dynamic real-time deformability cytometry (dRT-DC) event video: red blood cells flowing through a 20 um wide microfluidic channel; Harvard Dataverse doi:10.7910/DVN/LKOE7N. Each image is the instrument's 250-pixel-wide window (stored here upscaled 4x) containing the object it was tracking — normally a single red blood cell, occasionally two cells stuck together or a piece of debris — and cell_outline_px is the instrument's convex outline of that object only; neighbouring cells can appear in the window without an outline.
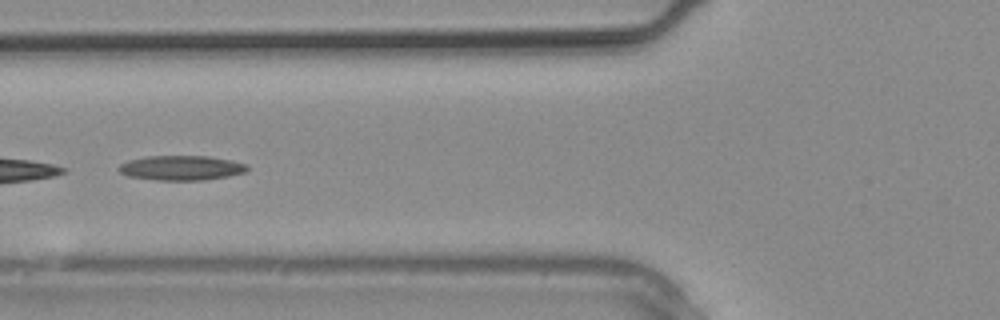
{"species": "common noctule bat (a hibernating species)", "species_latin": "Nyctalus noctula", "temperature_condition": "warm", "stored_images_in_passage": 11, "camera_frame_rate_fps": 3000, "um_per_image_px": 0.085, "animal": {"sex": "male", "body_mass_g": 20.4}, "frame": {"image": 1, "passage_image": 8, "time_ms": 2.333, "image_size_px": [1000, 320], "cell_outline_px": [[248, 168], [244, 172], [228, 176], [204, 180], [156, 180], [128, 176], [120, 172], [116, 168], [120, 164], [128, 160], [144, 156], [208, 156], [232, 160], [248, 164]], "centroid_in_image_um": [15.39, 14.26], "position_along_channel_um": 110.4, "area_um2": 18.61}}